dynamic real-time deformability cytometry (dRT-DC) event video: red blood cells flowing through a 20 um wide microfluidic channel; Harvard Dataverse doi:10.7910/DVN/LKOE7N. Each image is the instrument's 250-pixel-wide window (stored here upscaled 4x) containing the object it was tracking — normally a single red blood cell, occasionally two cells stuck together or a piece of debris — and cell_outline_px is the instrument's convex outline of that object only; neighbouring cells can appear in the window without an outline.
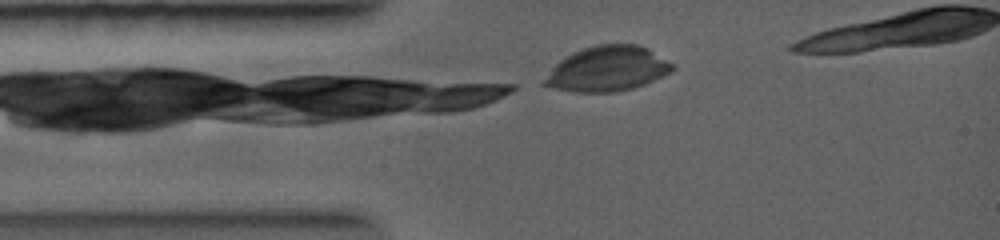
{"species": "common noctule bat (a hibernating species)", "species_latin": "Nyctalus noctula", "temperature_condition": "warm", "stored_images_in_passage": 16, "camera_frame_rate_fps": 5000, "um_per_image_px": 0.085, "animal": {"sex": "female", "body_mass_g": 19.0, "forearm_length_mm": 56.7}, "frame": {"image": 1, "passage_image": 1, "time_ms": 0.0, "image_size_px": [1000, 240], "cell_outline_px": [[676, 68], [672, 72], [644, 84], [632, 88], [616, 92], [572, 92], [552, 88], [540, 84], [552, 68], [560, 60], [572, 52], [596, 44], [636, 44], [648, 48], [676, 64]], "centroid_in_image_um": [51.66, 5.85], "position_along_channel_um": 33.3, "area_um2": 33.87}}
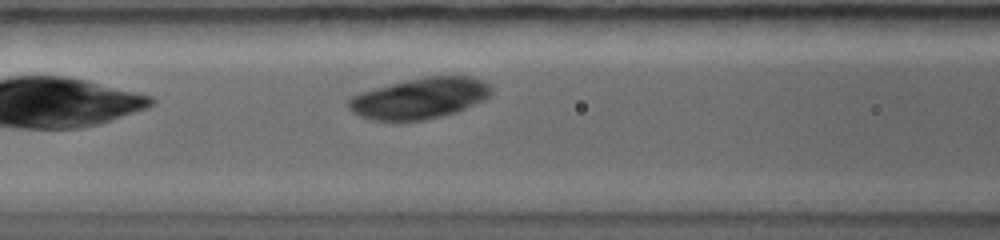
{"frame": {"image": 2, "passage_image": 10, "time_ms": 2.2, "image_size_px": [1000, 240], "cell_outline_px": [[492, 92], [484, 100], [456, 112], [424, 120], [372, 120], [360, 116], [352, 112], [348, 108], [348, 100], [352, 96], [360, 92], [424, 76], [472, 76], [484, 80], [492, 88]], "centroid_in_image_um": [35.7, 8.35], "position_along_channel_um": 130.9, "area_um2": 33.81}}